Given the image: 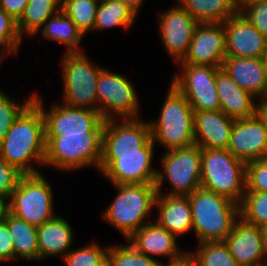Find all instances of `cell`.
<instances>
[{
    "label": "cell",
    "instance_id": "cell-40",
    "mask_svg": "<svg viewBox=\"0 0 267 266\" xmlns=\"http://www.w3.org/2000/svg\"><path fill=\"white\" fill-rule=\"evenodd\" d=\"M22 175L14 166L0 157V196L9 199Z\"/></svg>",
    "mask_w": 267,
    "mask_h": 266
},
{
    "label": "cell",
    "instance_id": "cell-32",
    "mask_svg": "<svg viewBox=\"0 0 267 266\" xmlns=\"http://www.w3.org/2000/svg\"><path fill=\"white\" fill-rule=\"evenodd\" d=\"M100 0H62L61 9L85 36L94 30Z\"/></svg>",
    "mask_w": 267,
    "mask_h": 266
},
{
    "label": "cell",
    "instance_id": "cell-4",
    "mask_svg": "<svg viewBox=\"0 0 267 266\" xmlns=\"http://www.w3.org/2000/svg\"><path fill=\"white\" fill-rule=\"evenodd\" d=\"M158 120L149 121L151 139L167 151L195 144L194 111L185 96L171 83Z\"/></svg>",
    "mask_w": 267,
    "mask_h": 266
},
{
    "label": "cell",
    "instance_id": "cell-37",
    "mask_svg": "<svg viewBox=\"0 0 267 266\" xmlns=\"http://www.w3.org/2000/svg\"><path fill=\"white\" fill-rule=\"evenodd\" d=\"M21 41L22 36L18 32L17 21L0 7V48L15 54Z\"/></svg>",
    "mask_w": 267,
    "mask_h": 266
},
{
    "label": "cell",
    "instance_id": "cell-49",
    "mask_svg": "<svg viewBox=\"0 0 267 266\" xmlns=\"http://www.w3.org/2000/svg\"><path fill=\"white\" fill-rule=\"evenodd\" d=\"M262 60H263V63H264V68H265L266 73H267V50H266V52L263 54V56H262Z\"/></svg>",
    "mask_w": 267,
    "mask_h": 266
},
{
    "label": "cell",
    "instance_id": "cell-14",
    "mask_svg": "<svg viewBox=\"0 0 267 266\" xmlns=\"http://www.w3.org/2000/svg\"><path fill=\"white\" fill-rule=\"evenodd\" d=\"M158 16L161 42L177 64L187 55L198 22L179 4Z\"/></svg>",
    "mask_w": 267,
    "mask_h": 266
},
{
    "label": "cell",
    "instance_id": "cell-35",
    "mask_svg": "<svg viewBox=\"0 0 267 266\" xmlns=\"http://www.w3.org/2000/svg\"><path fill=\"white\" fill-rule=\"evenodd\" d=\"M108 248L102 249L92 242L82 248L70 250L64 257L67 266H107Z\"/></svg>",
    "mask_w": 267,
    "mask_h": 266
},
{
    "label": "cell",
    "instance_id": "cell-8",
    "mask_svg": "<svg viewBox=\"0 0 267 266\" xmlns=\"http://www.w3.org/2000/svg\"><path fill=\"white\" fill-rule=\"evenodd\" d=\"M53 198L42 173L22 175L8 199L9 213L38 227L56 216Z\"/></svg>",
    "mask_w": 267,
    "mask_h": 266
},
{
    "label": "cell",
    "instance_id": "cell-6",
    "mask_svg": "<svg viewBox=\"0 0 267 266\" xmlns=\"http://www.w3.org/2000/svg\"><path fill=\"white\" fill-rule=\"evenodd\" d=\"M45 142L44 166L56 167L61 171H74L90 165L97 167L99 171L103 132L45 136Z\"/></svg>",
    "mask_w": 267,
    "mask_h": 266
},
{
    "label": "cell",
    "instance_id": "cell-46",
    "mask_svg": "<svg viewBox=\"0 0 267 266\" xmlns=\"http://www.w3.org/2000/svg\"><path fill=\"white\" fill-rule=\"evenodd\" d=\"M161 266H193L192 261L186 257L183 261L177 262V263H172V264H162Z\"/></svg>",
    "mask_w": 267,
    "mask_h": 266
},
{
    "label": "cell",
    "instance_id": "cell-30",
    "mask_svg": "<svg viewBox=\"0 0 267 266\" xmlns=\"http://www.w3.org/2000/svg\"><path fill=\"white\" fill-rule=\"evenodd\" d=\"M138 14L128 5L118 0H100L98 3L95 30L123 27L127 29L133 25Z\"/></svg>",
    "mask_w": 267,
    "mask_h": 266
},
{
    "label": "cell",
    "instance_id": "cell-50",
    "mask_svg": "<svg viewBox=\"0 0 267 266\" xmlns=\"http://www.w3.org/2000/svg\"><path fill=\"white\" fill-rule=\"evenodd\" d=\"M253 1H258V0H238V3H248Z\"/></svg>",
    "mask_w": 267,
    "mask_h": 266
},
{
    "label": "cell",
    "instance_id": "cell-27",
    "mask_svg": "<svg viewBox=\"0 0 267 266\" xmlns=\"http://www.w3.org/2000/svg\"><path fill=\"white\" fill-rule=\"evenodd\" d=\"M41 29L42 39L57 41L66 46L67 50L64 53L84 52L79 49L84 35L62 9L51 16Z\"/></svg>",
    "mask_w": 267,
    "mask_h": 266
},
{
    "label": "cell",
    "instance_id": "cell-47",
    "mask_svg": "<svg viewBox=\"0 0 267 266\" xmlns=\"http://www.w3.org/2000/svg\"><path fill=\"white\" fill-rule=\"evenodd\" d=\"M10 54H13L10 50L1 49L0 50V64L2 62V59L4 60V58L7 57V55L9 56ZM0 92H2V90H0Z\"/></svg>",
    "mask_w": 267,
    "mask_h": 266
},
{
    "label": "cell",
    "instance_id": "cell-9",
    "mask_svg": "<svg viewBox=\"0 0 267 266\" xmlns=\"http://www.w3.org/2000/svg\"><path fill=\"white\" fill-rule=\"evenodd\" d=\"M161 164L164 171H157L155 186L162 192L167 178L172 190L168 195L187 196L201 188V148L197 144L163 153ZM166 176V178H165Z\"/></svg>",
    "mask_w": 267,
    "mask_h": 266
},
{
    "label": "cell",
    "instance_id": "cell-3",
    "mask_svg": "<svg viewBox=\"0 0 267 266\" xmlns=\"http://www.w3.org/2000/svg\"><path fill=\"white\" fill-rule=\"evenodd\" d=\"M118 190L116 197L102 216L128 240L149 221L157 197L155 184H112ZM146 222V223H145Z\"/></svg>",
    "mask_w": 267,
    "mask_h": 266
},
{
    "label": "cell",
    "instance_id": "cell-38",
    "mask_svg": "<svg viewBox=\"0 0 267 266\" xmlns=\"http://www.w3.org/2000/svg\"><path fill=\"white\" fill-rule=\"evenodd\" d=\"M239 11L267 39V0L238 3Z\"/></svg>",
    "mask_w": 267,
    "mask_h": 266
},
{
    "label": "cell",
    "instance_id": "cell-41",
    "mask_svg": "<svg viewBox=\"0 0 267 266\" xmlns=\"http://www.w3.org/2000/svg\"><path fill=\"white\" fill-rule=\"evenodd\" d=\"M14 260L13 239L5 221L0 223V263Z\"/></svg>",
    "mask_w": 267,
    "mask_h": 266
},
{
    "label": "cell",
    "instance_id": "cell-17",
    "mask_svg": "<svg viewBox=\"0 0 267 266\" xmlns=\"http://www.w3.org/2000/svg\"><path fill=\"white\" fill-rule=\"evenodd\" d=\"M150 138L151 128L148 121L138 118L105 120L102 153L139 152V148Z\"/></svg>",
    "mask_w": 267,
    "mask_h": 266
},
{
    "label": "cell",
    "instance_id": "cell-21",
    "mask_svg": "<svg viewBox=\"0 0 267 266\" xmlns=\"http://www.w3.org/2000/svg\"><path fill=\"white\" fill-rule=\"evenodd\" d=\"M234 119L219 111H194V139L201 149L227 150Z\"/></svg>",
    "mask_w": 267,
    "mask_h": 266
},
{
    "label": "cell",
    "instance_id": "cell-12",
    "mask_svg": "<svg viewBox=\"0 0 267 266\" xmlns=\"http://www.w3.org/2000/svg\"><path fill=\"white\" fill-rule=\"evenodd\" d=\"M177 65L181 73H176L171 83L185 96L193 111H219L216 75L220 68L188 63Z\"/></svg>",
    "mask_w": 267,
    "mask_h": 266
},
{
    "label": "cell",
    "instance_id": "cell-25",
    "mask_svg": "<svg viewBox=\"0 0 267 266\" xmlns=\"http://www.w3.org/2000/svg\"><path fill=\"white\" fill-rule=\"evenodd\" d=\"M73 238L71 225L61 216L42 223L37 227L39 260L61 254L64 258L73 245Z\"/></svg>",
    "mask_w": 267,
    "mask_h": 266
},
{
    "label": "cell",
    "instance_id": "cell-13",
    "mask_svg": "<svg viewBox=\"0 0 267 266\" xmlns=\"http://www.w3.org/2000/svg\"><path fill=\"white\" fill-rule=\"evenodd\" d=\"M33 102L41 109L45 121V136L103 132L105 121L98 110L55 104L45 111L43 101L35 93Z\"/></svg>",
    "mask_w": 267,
    "mask_h": 266
},
{
    "label": "cell",
    "instance_id": "cell-20",
    "mask_svg": "<svg viewBox=\"0 0 267 266\" xmlns=\"http://www.w3.org/2000/svg\"><path fill=\"white\" fill-rule=\"evenodd\" d=\"M176 239L174 234L156 221H152L142 226L127 241L147 257L155 259L154 256H167L169 262L165 264H172L181 262L187 257L186 252L180 251Z\"/></svg>",
    "mask_w": 267,
    "mask_h": 266
},
{
    "label": "cell",
    "instance_id": "cell-11",
    "mask_svg": "<svg viewBox=\"0 0 267 266\" xmlns=\"http://www.w3.org/2000/svg\"><path fill=\"white\" fill-rule=\"evenodd\" d=\"M135 90L126 76L104 68L100 72L96 92L98 112L103 120L138 118L140 107Z\"/></svg>",
    "mask_w": 267,
    "mask_h": 266
},
{
    "label": "cell",
    "instance_id": "cell-10",
    "mask_svg": "<svg viewBox=\"0 0 267 266\" xmlns=\"http://www.w3.org/2000/svg\"><path fill=\"white\" fill-rule=\"evenodd\" d=\"M155 143L150 138L139 152L102 153L99 171L112 184H155L157 168H153Z\"/></svg>",
    "mask_w": 267,
    "mask_h": 266
},
{
    "label": "cell",
    "instance_id": "cell-16",
    "mask_svg": "<svg viewBox=\"0 0 267 266\" xmlns=\"http://www.w3.org/2000/svg\"><path fill=\"white\" fill-rule=\"evenodd\" d=\"M224 242L240 266H267V249L261 227L239 217Z\"/></svg>",
    "mask_w": 267,
    "mask_h": 266
},
{
    "label": "cell",
    "instance_id": "cell-51",
    "mask_svg": "<svg viewBox=\"0 0 267 266\" xmlns=\"http://www.w3.org/2000/svg\"><path fill=\"white\" fill-rule=\"evenodd\" d=\"M263 99L267 100V91H266V94H265Z\"/></svg>",
    "mask_w": 267,
    "mask_h": 266
},
{
    "label": "cell",
    "instance_id": "cell-48",
    "mask_svg": "<svg viewBox=\"0 0 267 266\" xmlns=\"http://www.w3.org/2000/svg\"><path fill=\"white\" fill-rule=\"evenodd\" d=\"M262 229V234H263V238H264V243L267 249V224L261 226Z\"/></svg>",
    "mask_w": 267,
    "mask_h": 266
},
{
    "label": "cell",
    "instance_id": "cell-7",
    "mask_svg": "<svg viewBox=\"0 0 267 266\" xmlns=\"http://www.w3.org/2000/svg\"><path fill=\"white\" fill-rule=\"evenodd\" d=\"M63 102L70 107L98 110L97 82L104 69L84 53H65L61 62Z\"/></svg>",
    "mask_w": 267,
    "mask_h": 266
},
{
    "label": "cell",
    "instance_id": "cell-5",
    "mask_svg": "<svg viewBox=\"0 0 267 266\" xmlns=\"http://www.w3.org/2000/svg\"><path fill=\"white\" fill-rule=\"evenodd\" d=\"M201 188L240 204L246 192V164L229 150L201 149Z\"/></svg>",
    "mask_w": 267,
    "mask_h": 266
},
{
    "label": "cell",
    "instance_id": "cell-34",
    "mask_svg": "<svg viewBox=\"0 0 267 266\" xmlns=\"http://www.w3.org/2000/svg\"><path fill=\"white\" fill-rule=\"evenodd\" d=\"M162 263L137 251L128 241L125 246L109 245L107 252V266H161Z\"/></svg>",
    "mask_w": 267,
    "mask_h": 266
},
{
    "label": "cell",
    "instance_id": "cell-45",
    "mask_svg": "<svg viewBox=\"0 0 267 266\" xmlns=\"http://www.w3.org/2000/svg\"><path fill=\"white\" fill-rule=\"evenodd\" d=\"M118 1L128 5L131 9H133L136 13H138L141 9L140 7L142 6L144 0H118Z\"/></svg>",
    "mask_w": 267,
    "mask_h": 266
},
{
    "label": "cell",
    "instance_id": "cell-28",
    "mask_svg": "<svg viewBox=\"0 0 267 266\" xmlns=\"http://www.w3.org/2000/svg\"><path fill=\"white\" fill-rule=\"evenodd\" d=\"M5 222L13 239L14 259L39 261L37 227L7 213Z\"/></svg>",
    "mask_w": 267,
    "mask_h": 266
},
{
    "label": "cell",
    "instance_id": "cell-19",
    "mask_svg": "<svg viewBox=\"0 0 267 266\" xmlns=\"http://www.w3.org/2000/svg\"><path fill=\"white\" fill-rule=\"evenodd\" d=\"M227 150L245 164L267 158V130L256 115L234 120Z\"/></svg>",
    "mask_w": 267,
    "mask_h": 266
},
{
    "label": "cell",
    "instance_id": "cell-18",
    "mask_svg": "<svg viewBox=\"0 0 267 266\" xmlns=\"http://www.w3.org/2000/svg\"><path fill=\"white\" fill-rule=\"evenodd\" d=\"M226 57L262 58L267 39L238 10L224 23Z\"/></svg>",
    "mask_w": 267,
    "mask_h": 266
},
{
    "label": "cell",
    "instance_id": "cell-36",
    "mask_svg": "<svg viewBox=\"0 0 267 266\" xmlns=\"http://www.w3.org/2000/svg\"><path fill=\"white\" fill-rule=\"evenodd\" d=\"M34 96L32 94L24 102L17 103L5 92H0V143L18 116L33 102Z\"/></svg>",
    "mask_w": 267,
    "mask_h": 266
},
{
    "label": "cell",
    "instance_id": "cell-31",
    "mask_svg": "<svg viewBox=\"0 0 267 266\" xmlns=\"http://www.w3.org/2000/svg\"><path fill=\"white\" fill-rule=\"evenodd\" d=\"M197 245L195 253L187 252L193 266H240L224 241L203 242Z\"/></svg>",
    "mask_w": 267,
    "mask_h": 266
},
{
    "label": "cell",
    "instance_id": "cell-39",
    "mask_svg": "<svg viewBox=\"0 0 267 266\" xmlns=\"http://www.w3.org/2000/svg\"><path fill=\"white\" fill-rule=\"evenodd\" d=\"M246 192H267V158L246 164Z\"/></svg>",
    "mask_w": 267,
    "mask_h": 266
},
{
    "label": "cell",
    "instance_id": "cell-26",
    "mask_svg": "<svg viewBox=\"0 0 267 266\" xmlns=\"http://www.w3.org/2000/svg\"><path fill=\"white\" fill-rule=\"evenodd\" d=\"M198 23H224L239 7L238 0H178Z\"/></svg>",
    "mask_w": 267,
    "mask_h": 266
},
{
    "label": "cell",
    "instance_id": "cell-22",
    "mask_svg": "<svg viewBox=\"0 0 267 266\" xmlns=\"http://www.w3.org/2000/svg\"><path fill=\"white\" fill-rule=\"evenodd\" d=\"M222 69L242 89L263 99L267 91V73L262 58L226 57Z\"/></svg>",
    "mask_w": 267,
    "mask_h": 266
},
{
    "label": "cell",
    "instance_id": "cell-44",
    "mask_svg": "<svg viewBox=\"0 0 267 266\" xmlns=\"http://www.w3.org/2000/svg\"><path fill=\"white\" fill-rule=\"evenodd\" d=\"M8 212V199L3 196H0V223L5 221Z\"/></svg>",
    "mask_w": 267,
    "mask_h": 266
},
{
    "label": "cell",
    "instance_id": "cell-33",
    "mask_svg": "<svg viewBox=\"0 0 267 266\" xmlns=\"http://www.w3.org/2000/svg\"><path fill=\"white\" fill-rule=\"evenodd\" d=\"M239 214L249 224L259 227L267 224V192H245Z\"/></svg>",
    "mask_w": 267,
    "mask_h": 266
},
{
    "label": "cell",
    "instance_id": "cell-1",
    "mask_svg": "<svg viewBox=\"0 0 267 266\" xmlns=\"http://www.w3.org/2000/svg\"><path fill=\"white\" fill-rule=\"evenodd\" d=\"M45 154L44 116L32 102L18 116L0 143V157L26 175L41 173L33 163L44 166Z\"/></svg>",
    "mask_w": 267,
    "mask_h": 266
},
{
    "label": "cell",
    "instance_id": "cell-42",
    "mask_svg": "<svg viewBox=\"0 0 267 266\" xmlns=\"http://www.w3.org/2000/svg\"><path fill=\"white\" fill-rule=\"evenodd\" d=\"M28 1L29 0H0V7L14 20L18 21Z\"/></svg>",
    "mask_w": 267,
    "mask_h": 266
},
{
    "label": "cell",
    "instance_id": "cell-15",
    "mask_svg": "<svg viewBox=\"0 0 267 266\" xmlns=\"http://www.w3.org/2000/svg\"><path fill=\"white\" fill-rule=\"evenodd\" d=\"M225 58L226 43L223 23H198L187 55L178 63L222 68Z\"/></svg>",
    "mask_w": 267,
    "mask_h": 266
},
{
    "label": "cell",
    "instance_id": "cell-23",
    "mask_svg": "<svg viewBox=\"0 0 267 266\" xmlns=\"http://www.w3.org/2000/svg\"><path fill=\"white\" fill-rule=\"evenodd\" d=\"M216 88L220 110L229 118L237 120L255 115L257 98L239 87L222 68L217 71Z\"/></svg>",
    "mask_w": 267,
    "mask_h": 266
},
{
    "label": "cell",
    "instance_id": "cell-24",
    "mask_svg": "<svg viewBox=\"0 0 267 266\" xmlns=\"http://www.w3.org/2000/svg\"><path fill=\"white\" fill-rule=\"evenodd\" d=\"M156 222L176 237L193 230L188 196L158 193L155 201Z\"/></svg>",
    "mask_w": 267,
    "mask_h": 266
},
{
    "label": "cell",
    "instance_id": "cell-29",
    "mask_svg": "<svg viewBox=\"0 0 267 266\" xmlns=\"http://www.w3.org/2000/svg\"><path fill=\"white\" fill-rule=\"evenodd\" d=\"M62 0H29L20 19L17 21L19 34L37 35L46 21L61 10Z\"/></svg>",
    "mask_w": 267,
    "mask_h": 266
},
{
    "label": "cell",
    "instance_id": "cell-43",
    "mask_svg": "<svg viewBox=\"0 0 267 266\" xmlns=\"http://www.w3.org/2000/svg\"><path fill=\"white\" fill-rule=\"evenodd\" d=\"M255 115L262 122V125L267 130V100H257Z\"/></svg>",
    "mask_w": 267,
    "mask_h": 266
},
{
    "label": "cell",
    "instance_id": "cell-2",
    "mask_svg": "<svg viewBox=\"0 0 267 266\" xmlns=\"http://www.w3.org/2000/svg\"><path fill=\"white\" fill-rule=\"evenodd\" d=\"M187 196L197 243L225 241L240 217L239 204L203 188Z\"/></svg>",
    "mask_w": 267,
    "mask_h": 266
}]
</instances>
